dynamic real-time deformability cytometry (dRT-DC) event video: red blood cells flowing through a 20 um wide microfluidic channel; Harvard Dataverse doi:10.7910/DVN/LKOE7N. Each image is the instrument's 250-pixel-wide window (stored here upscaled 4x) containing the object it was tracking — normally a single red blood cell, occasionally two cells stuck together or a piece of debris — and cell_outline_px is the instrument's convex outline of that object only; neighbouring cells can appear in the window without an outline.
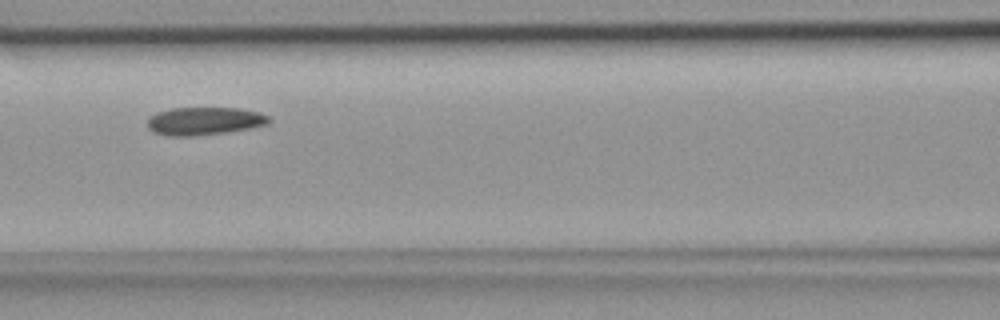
{"species": "common noctule bat (a hibernating species)", "species_latin": "Nyctalus noctula", "temperature_condition": "room temperature", "stored_images_in_passage": 8, "camera_frame_rate_fps": 3000, "um_per_image_px": 0.085, "animal": {"sex": "female", "body_mass_g": 18.4}, "frame": {"image": 1, "passage_image": 7, "time_ms": 2.0, "image_size_px": [1000, 320], "cell_outline_px": [[272, 120], [268, 124], [228, 132], [196, 136], [168, 136], [152, 132], [148, 128], [148, 116], [156, 112], [172, 108], [236, 108], [260, 112], [268, 116]], "centroid_in_image_um": [17.34, 10.29], "position_along_channel_um": 149.3, "area_um2": 19.94}}
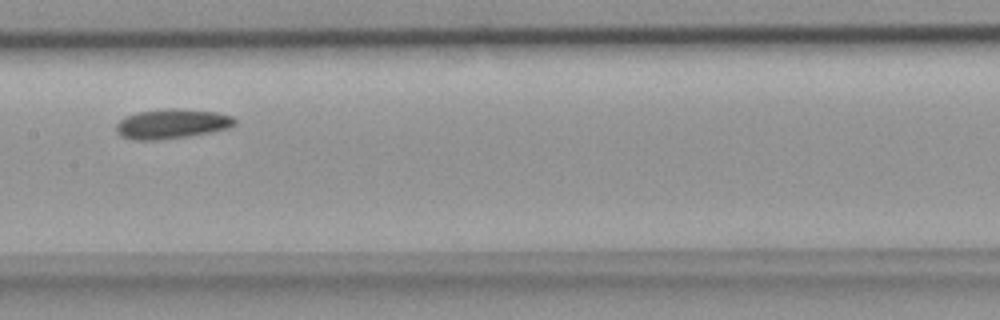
{"frame": {"image": 2, "passage_image": 8, "time_ms": 2.333, "image_size_px": [1000, 320], "cell_outline_px": [[236, 124], [228, 128], [188, 136], [160, 140], [136, 140], [120, 136], [116, 132], [116, 124], [124, 116], [140, 112], [168, 108], [176, 108], [216, 112], [232, 116], [236, 120]], "centroid_in_image_um": [14.58, 10.53], "position_along_channel_um": 192.8, "area_um2": 20.46}}